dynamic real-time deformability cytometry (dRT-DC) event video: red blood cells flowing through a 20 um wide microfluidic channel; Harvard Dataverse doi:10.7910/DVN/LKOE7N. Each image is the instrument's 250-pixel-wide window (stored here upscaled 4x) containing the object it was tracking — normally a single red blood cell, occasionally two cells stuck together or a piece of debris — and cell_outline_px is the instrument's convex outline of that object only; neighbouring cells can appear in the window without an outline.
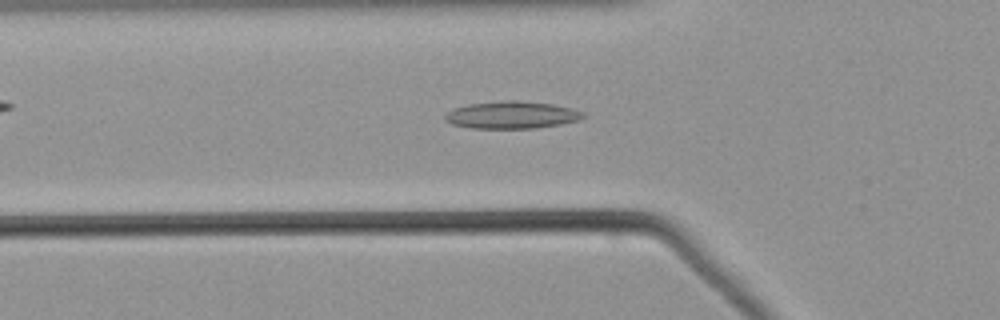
{"species": "common noctule bat (a hibernating species)", "species_latin": "Nyctalus noctula", "temperature_condition": "warm", "stored_images_in_passage": 54, "camera_frame_rate_fps": 3000, "um_per_image_px": 0.085, "animal": {"sex": "male", "body_mass_g": 21.5, "forearm_length_mm": 52.0}, "frame": {"image": 1, "passage_image": 19, "time_ms": 6.0, "image_size_px": [1000, 320], "cell_outline_px": [[584, 116], [580, 120], [560, 124], [536, 128], [468, 128], [452, 124], [444, 120], [444, 116], [452, 108], [468, 104], [504, 100], [516, 100], [552, 104], [572, 108], [584, 112]], "centroid_in_image_um": [43.47, 9.77], "position_along_channel_um": 82.3, "area_um2": 22.08}}
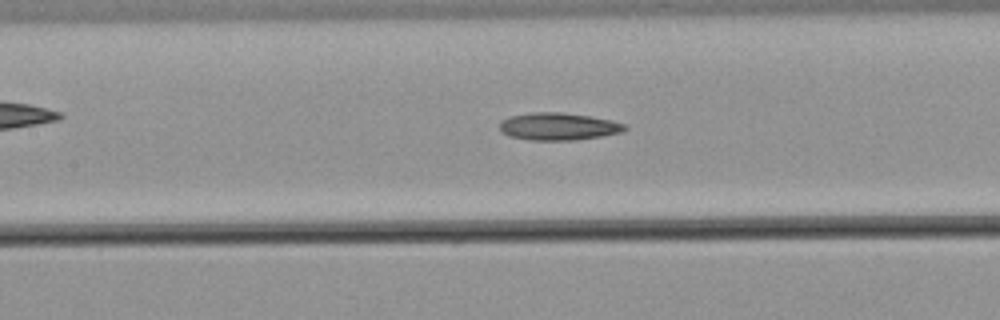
{"frame": {"image": 2, "passage_image": 25, "time_ms": 8.0, "image_size_px": [1000, 320], "cell_outline_px": [[628, 128], [624, 132], [576, 140], [528, 140], [508, 136], [500, 132], [500, 124], [508, 116], [532, 112], [560, 112], [588, 116], [608, 120], [624, 124]], "centroid_in_image_um": [47.42, 10.76], "position_along_channel_um": 160.0, "area_um2": 19.94}}
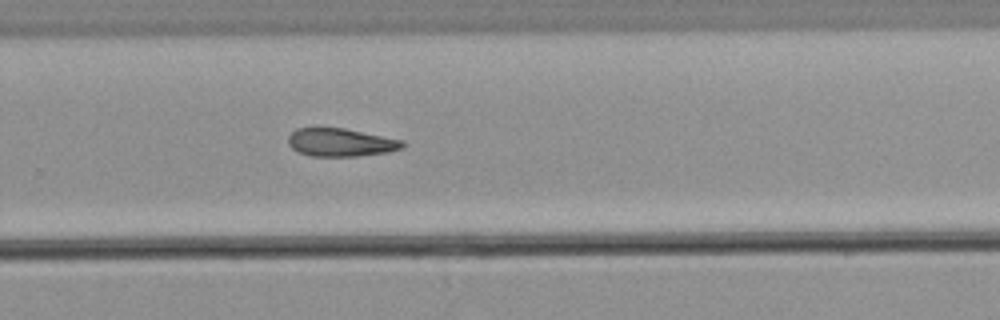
{"frame": {"image": 3, "passage_image": 36, "time_ms": 11.667, "image_size_px": [1000, 320], "cell_outline_px": [[404, 148], [388, 152], [356, 156], [312, 156], [300, 152], [292, 148], [288, 144], [288, 136], [296, 128], [344, 128], [404, 140]], "centroid_in_image_um": [28.98, 12.1], "position_along_channel_um": 300.8, "area_um2": 18.67}}